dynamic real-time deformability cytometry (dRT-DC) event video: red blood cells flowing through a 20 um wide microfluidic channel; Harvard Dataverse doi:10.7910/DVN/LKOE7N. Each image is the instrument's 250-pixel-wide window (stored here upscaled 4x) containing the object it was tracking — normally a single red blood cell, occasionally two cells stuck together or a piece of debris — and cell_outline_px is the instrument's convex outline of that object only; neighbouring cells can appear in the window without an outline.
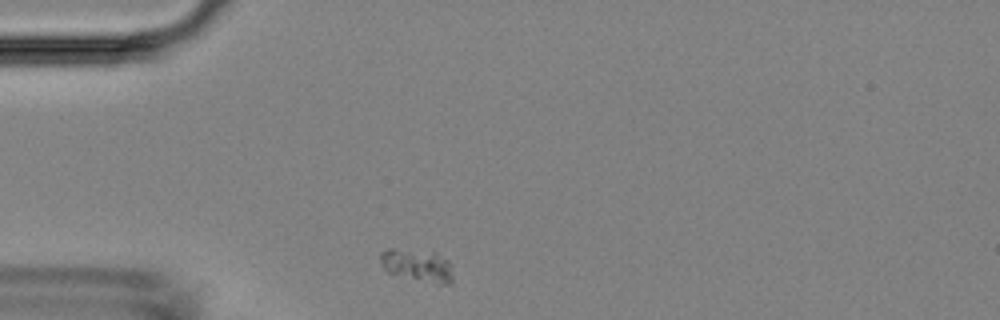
{"species": "Egyptian fruit bat (a non-hibernating species)", "species_latin": "Rousettus aegyptiacus", "temperature_condition": "room temperature", "stored_images_in_passage": 1, "camera_frame_rate_fps": 3000, "um_per_image_px": 0.085, "animal": {"sex": "female"}, "frame": {"image": 1, "passage_image": 1, "time_ms": 0.0, "image_size_px": [1000, 320], "cell_outline_px": [[452, 284], [436, 284], [388, 272], [380, 264], [380, 252], [388, 248], [432, 248], [448, 260], [452, 268]], "centroid_in_image_um": [35.5, 22.48], "position_along_channel_um": 49.5, "area_um2": 14.45}}